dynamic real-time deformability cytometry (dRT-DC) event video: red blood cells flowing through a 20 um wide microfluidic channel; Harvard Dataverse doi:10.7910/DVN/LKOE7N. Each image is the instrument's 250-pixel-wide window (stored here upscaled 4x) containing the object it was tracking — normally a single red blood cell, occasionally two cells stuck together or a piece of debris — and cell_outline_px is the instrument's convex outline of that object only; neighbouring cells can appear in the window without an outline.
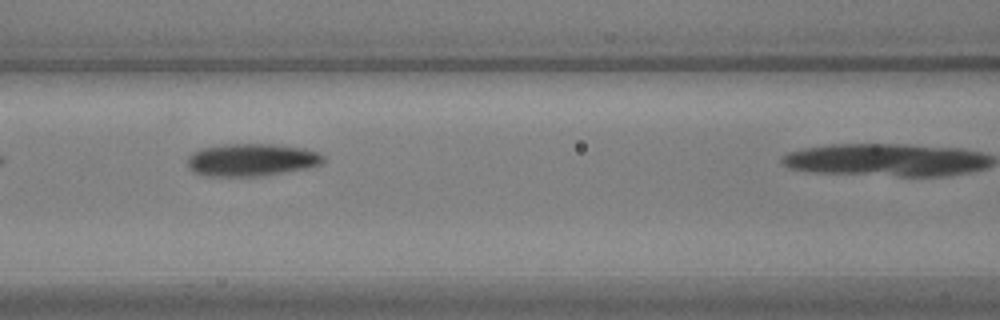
{"species": "common noctule bat (a hibernating species)", "species_latin": "Nyctalus noctula", "temperature_condition": "warm", "stored_images_in_passage": 11, "camera_frame_rate_fps": 3000, "um_per_image_px": 0.085, "animal": {"sex": "male", "body_mass_g": 17.9, "forearm_length_mm": 54.2}, "frame": {"image": 1, "passage_image": 7, "time_ms": 2.0, "image_size_px": [1000, 320], "cell_outline_px": [[324, 160], [320, 164], [304, 168], [264, 176], [204, 176], [192, 172], [188, 168], [188, 156], [192, 152], [200, 148], [224, 144], [272, 144], [304, 148], [316, 152], [324, 156]], "centroid_in_image_um": [21.31, 13.59], "position_along_channel_um": 145.3, "area_um2": 25.84}}
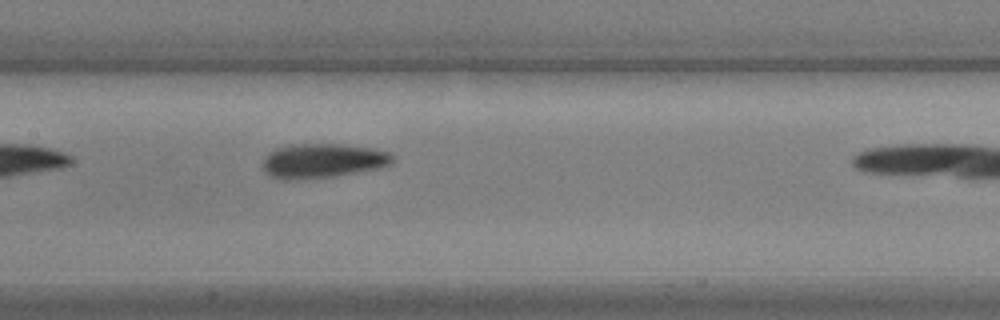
{"frame": {"image": 2, "passage_image": 10, "time_ms": 3.0, "image_size_px": [1000, 320], "cell_outline_px": [[392, 164], [380, 168], [336, 176], [288, 180], [280, 180], [268, 176], [264, 172], [260, 164], [264, 156], [268, 152], [276, 148], [288, 144], [344, 144], [372, 148], [388, 152], [392, 156]], "centroid_in_image_um": [27.34, 13.67], "position_along_channel_um": 180.1, "area_um2": 26.53}}